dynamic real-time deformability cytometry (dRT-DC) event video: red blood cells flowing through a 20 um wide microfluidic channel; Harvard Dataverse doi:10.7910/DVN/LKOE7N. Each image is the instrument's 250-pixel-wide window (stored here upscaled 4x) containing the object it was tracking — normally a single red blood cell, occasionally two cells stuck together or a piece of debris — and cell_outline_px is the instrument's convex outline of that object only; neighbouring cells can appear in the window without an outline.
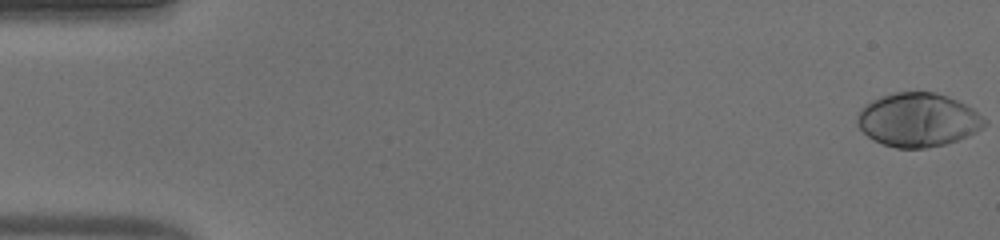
{"species": "human", "species_latin": "Homo sapiens", "temperature_condition": "warm", "stored_images_in_passage": 49, "camera_frame_rate_fps": 3000, "um_per_image_px": 0.085, "donor": {"sex": "male"}, "frame": {"image": 1, "passage_image": 1, "time_ms": 0.0, "image_size_px": [1000, 240], "cell_outline_px": [[972, 132], [956, 140], [944, 144], [924, 148], [896, 148], [884, 144], [868, 136], [860, 128], [860, 112], [868, 104], [884, 96], [900, 92], [932, 92], [944, 96], [968, 108], [972, 112]], "centroid_in_image_um": [77.83, 10.21], "position_along_channel_um": 7.2, "area_um2": 36.59}}
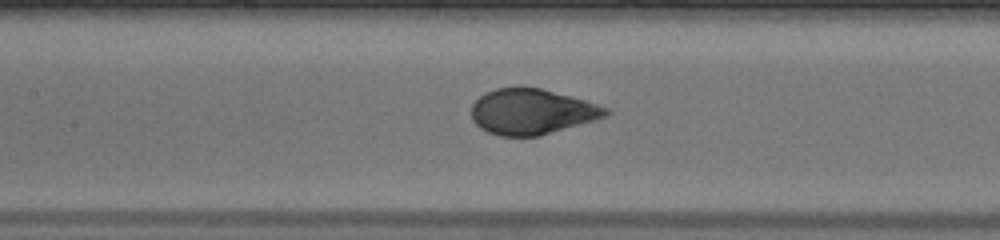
{"frame": {"image": 2, "passage_image": 23, "time_ms": 7.333, "image_size_px": [1000, 240], "cell_outline_px": [[608, 112], [604, 116], [592, 120], [536, 136], [500, 136], [488, 132], [476, 124], [472, 120], [472, 104], [480, 96], [496, 88], [540, 88], [584, 100], [608, 108]], "centroid_in_image_um": [45.14, 9.49], "position_along_channel_um": 162.3, "area_um2": 34.62}}
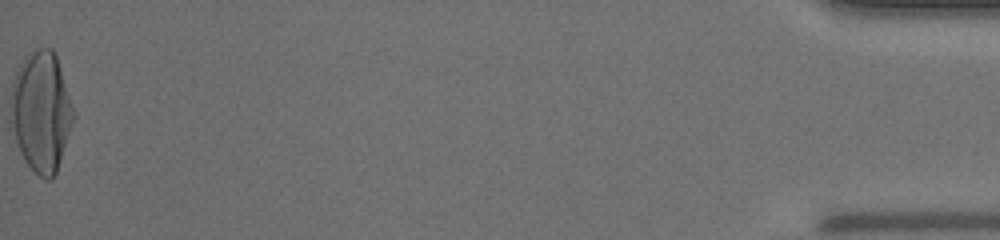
{"frame": {"image": 3, "passage_image": 49, "time_ms": 16.0, "image_size_px": [1000, 240], "cell_outline_px": [[76, 116], [56, 172], [48, 180], [40, 176], [24, 160], [20, 152], [16, 140], [12, 120], [12, 84], [16, 72], [20, 64], [28, 52], [40, 48], [52, 48], [56, 56]], "centroid_in_image_um": [3.53, 9.47], "position_along_channel_um": 431.7, "area_um2": 43.18}, "authors_computed_cell_mechanics": {"area_um2": 36.414, "velocity_mm_per_s": 4.2595, "shape_relaxation_time_tau1_ms": 3.6802, "shape_relaxation_time_tau2_ms": null, "deformation_change_tau1": 0.2519, "deformation_change_tau2": null}}